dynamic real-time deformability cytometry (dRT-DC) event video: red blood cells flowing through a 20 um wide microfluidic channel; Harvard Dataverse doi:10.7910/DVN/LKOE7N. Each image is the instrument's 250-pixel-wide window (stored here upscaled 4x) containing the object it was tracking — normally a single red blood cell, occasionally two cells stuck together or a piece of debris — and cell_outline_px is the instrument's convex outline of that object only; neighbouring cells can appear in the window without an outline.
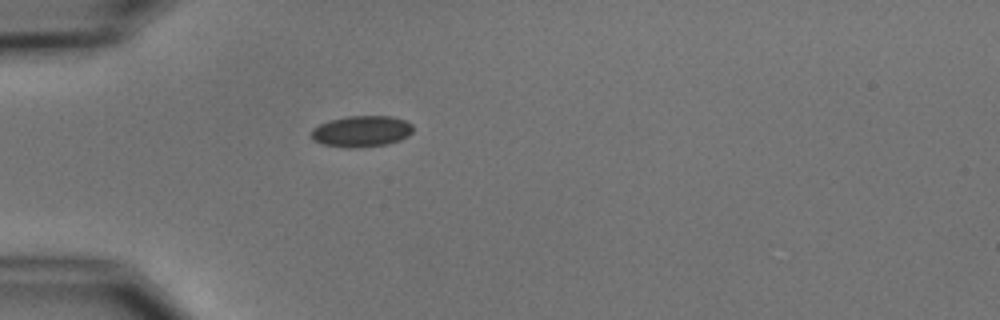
{"species": "common noctule bat (a hibernating species)", "species_latin": "Nyctalus noctula", "temperature_condition": "cold", "stored_images_in_passage": 1, "camera_frame_rate_fps": 3000, "um_per_image_px": 0.085, "animal": {"sex": "male", "body_mass_g": 15.6}, "frame": {"image": 1, "passage_image": 1, "time_ms": 0.0, "image_size_px": [1000, 320], "cell_outline_px": [[412, 132], [408, 136], [400, 140], [388, 144], [352, 148], [324, 144], [312, 140], [312, 128], [328, 120], [348, 116], [392, 116], [404, 120], [412, 124]], "centroid_in_image_um": [30.73, 11.15], "position_along_channel_um": 54.3, "area_um2": 18.44}}